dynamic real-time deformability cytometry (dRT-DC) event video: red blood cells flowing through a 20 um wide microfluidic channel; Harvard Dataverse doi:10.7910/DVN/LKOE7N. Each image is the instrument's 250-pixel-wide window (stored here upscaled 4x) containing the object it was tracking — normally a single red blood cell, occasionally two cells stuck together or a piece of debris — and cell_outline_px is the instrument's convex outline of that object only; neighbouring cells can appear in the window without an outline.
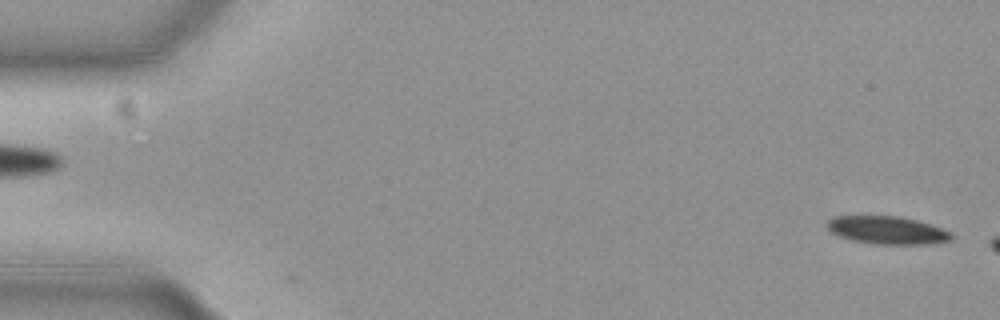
{"species": "common noctule bat (a hibernating species)", "species_latin": "Nyctalus noctula", "temperature_condition": "cold", "stored_images_in_passage": 3, "camera_frame_rate_fps": 3000, "um_per_image_px": 0.085, "animal": {"sex": "female", "body_mass_g": 19.3, "forearm_length_mm": 54.1}, "frame": {"image": 1, "passage_image": 1, "time_ms": 0.0, "image_size_px": [1000, 320], "cell_outline_px": [[952, 240], [924, 244], [876, 244], [852, 240], [840, 236], [832, 232], [824, 224], [832, 216], [900, 216], [916, 220], [940, 228], [948, 232], [952, 236]], "centroid_in_image_um": [75.35, 19.56], "position_along_channel_um": 9.7, "area_um2": 19.94}}